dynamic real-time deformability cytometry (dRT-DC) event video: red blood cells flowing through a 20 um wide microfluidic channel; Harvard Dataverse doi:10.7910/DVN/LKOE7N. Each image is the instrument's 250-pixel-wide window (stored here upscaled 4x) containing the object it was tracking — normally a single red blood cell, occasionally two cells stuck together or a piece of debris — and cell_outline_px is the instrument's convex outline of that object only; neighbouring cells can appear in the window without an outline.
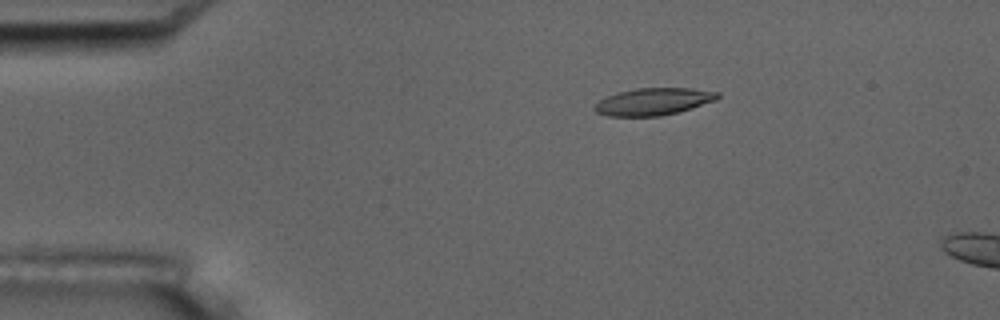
{"species": "common noctule bat (a hibernating species)", "species_latin": "Nyctalus noctula", "temperature_condition": "room temperature", "stored_images_in_passage": 5, "camera_frame_rate_fps": 3000, "um_per_image_px": 0.085, "animal": {"sex": "male", "body_mass_g": 17.5, "forearm_length_mm": 52.3}, "frame": {"image": 1, "passage_image": 3, "time_ms": 2.333, "image_size_px": [1000, 320], "cell_outline_px": [[720, 96], [716, 100], [680, 112], [660, 116], [608, 116], [596, 112], [592, 108], [600, 100], [608, 96], [620, 92], [636, 88], [692, 88], [720, 92]], "centroid_in_image_um": [55.58, 8.64], "position_along_channel_um": 29.4, "area_um2": 19.48}}